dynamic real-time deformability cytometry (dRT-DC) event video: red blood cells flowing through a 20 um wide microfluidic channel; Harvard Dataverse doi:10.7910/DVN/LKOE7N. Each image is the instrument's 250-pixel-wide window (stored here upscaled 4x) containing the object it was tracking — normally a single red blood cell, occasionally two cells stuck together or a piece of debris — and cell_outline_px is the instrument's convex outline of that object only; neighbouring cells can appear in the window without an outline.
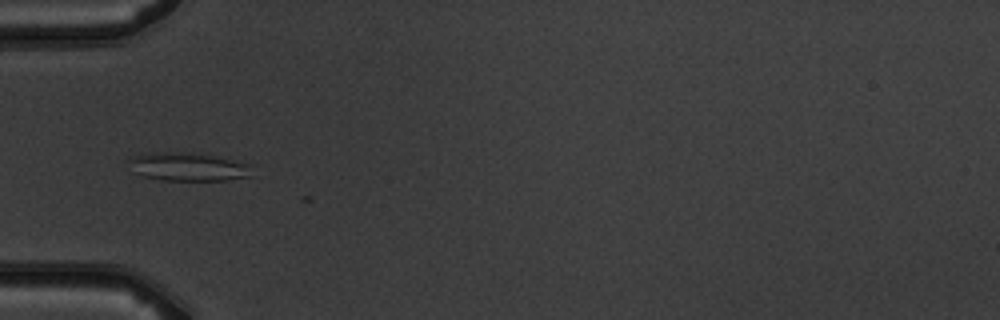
{"species": "common noctule bat (a hibernating species)", "species_latin": "Nyctalus noctula", "temperature_condition": "warm", "stored_images_in_passage": 4, "camera_frame_rate_fps": 3000, "um_per_image_px": 0.085, "animal": {"sex": "male", "body_mass_g": 19.5, "forearm_length_mm": 54.6}, "frame": {"image": 1, "passage_image": 3, "time_ms": 3.333, "image_size_px": [1000, 320], "cell_outline_px": [[252, 176], [228, 180], [160, 180], [144, 176], [136, 172], [128, 160], [140, 152], [192, 152], [252, 164]], "centroid_in_image_um": [16.01, 14.17], "position_along_channel_um": 69.0, "area_um2": 20.4}}
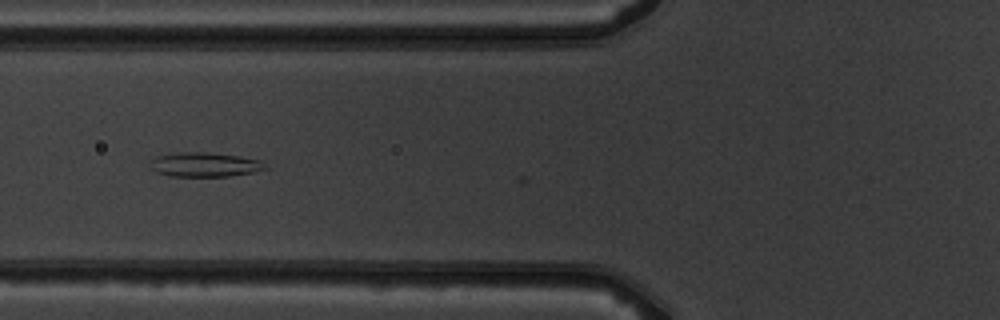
{"frame": {"image": 2, "passage_image": 4, "time_ms": 4.333, "image_size_px": [1000, 320], "cell_outline_px": [[268, 168], [252, 172], [228, 176], [172, 176], [156, 172], [148, 168], [148, 160], [156, 156], [176, 152], [208, 152], [240, 156], [260, 160]], "centroid_in_image_um": [17.31, 13.98], "position_along_channel_um": 108.5, "area_um2": 16.53}}